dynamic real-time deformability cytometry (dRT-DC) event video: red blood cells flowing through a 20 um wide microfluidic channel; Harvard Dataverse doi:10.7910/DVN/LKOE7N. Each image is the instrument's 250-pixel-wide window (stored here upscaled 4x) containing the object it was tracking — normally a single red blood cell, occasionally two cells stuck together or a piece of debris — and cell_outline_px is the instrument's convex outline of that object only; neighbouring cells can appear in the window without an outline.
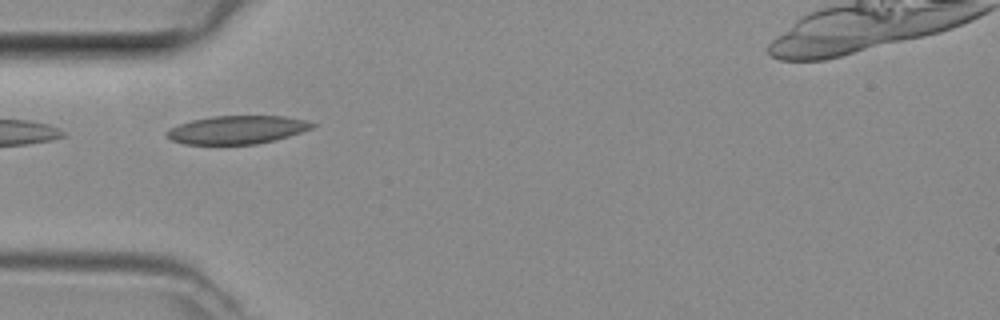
{"species": "common noctule bat (a hibernating species)", "species_latin": "Nyctalus noctula", "temperature_condition": "room temperature", "stored_images_in_passage": 31, "camera_frame_rate_fps": 3000, "um_per_image_px": 0.085, "animal": {"sex": "female", "body_mass_g": 29.2, "forearm_length_mm": 56.3}, "frame": {"image": 1, "passage_image": 1, "time_ms": 0.0, "image_size_px": [1000, 320], "cell_outline_px": [[316, 124], [312, 128], [276, 140], [256, 144], [184, 144], [172, 140], [164, 132], [168, 128], [192, 120], [212, 116], [284, 116], [308, 120]], "centroid_in_image_um": [20.15, 11.03], "position_along_channel_um": 64.8, "area_um2": 23.93}}
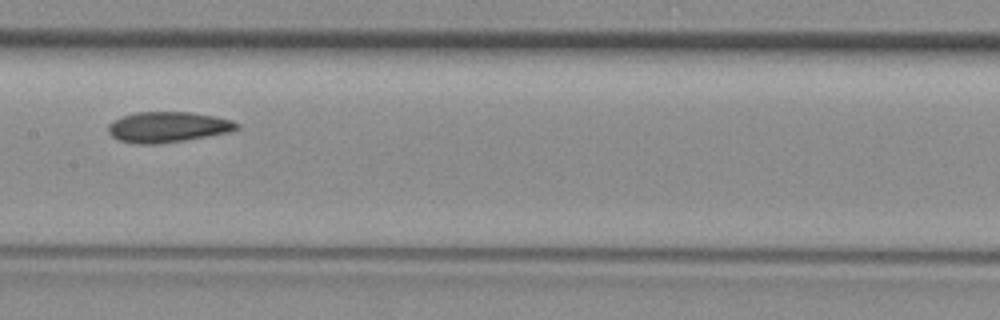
{"frame": {"image": 2, "passage_image": 10, "time_ms": 3.0, "image_size_px": [1000, 320], "cell_outline_px": [[240, 128], [228, 132], [208, 136], [184, 140], [156, 144], [136, 144], [120, 140], [112, 136], [108, 132], [108, 124], [112, 120], [136, 112], [192, 112], [216, 116], [232, 120], [240, 124]], "centroid_in_image_um": [14.27, 10.79], "position_along_channel_um": 193.1, "area_um2": 22.95}}
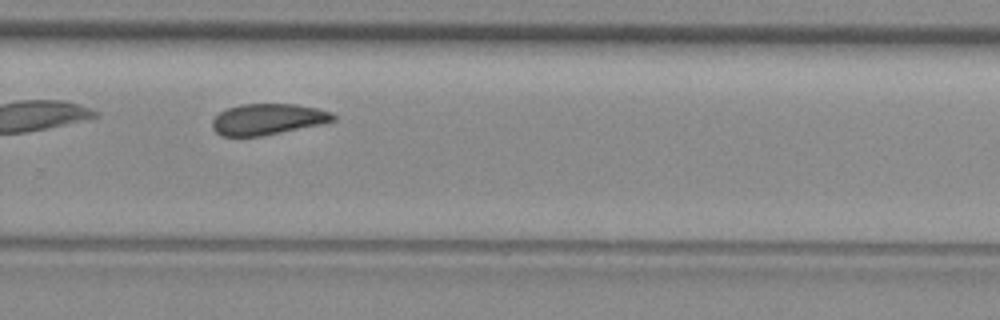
{"frame": {"image": 3, "passage_image": 18, "time_ms": 5.667, "image_size_px": [1000, 320], "cell_outline_px": [[336, 120], [320, 124], [264, 136], [220, 136], [212, 128], [212, 120], [220, 112], [228, 108], [240, 104], [296, 104], [316, 108], [332, 112], [336, 116]], "centroid_in_image_um": [22.75, 10.14], "position_along_channel_um": 307.0, "area_um2": 21.91}}